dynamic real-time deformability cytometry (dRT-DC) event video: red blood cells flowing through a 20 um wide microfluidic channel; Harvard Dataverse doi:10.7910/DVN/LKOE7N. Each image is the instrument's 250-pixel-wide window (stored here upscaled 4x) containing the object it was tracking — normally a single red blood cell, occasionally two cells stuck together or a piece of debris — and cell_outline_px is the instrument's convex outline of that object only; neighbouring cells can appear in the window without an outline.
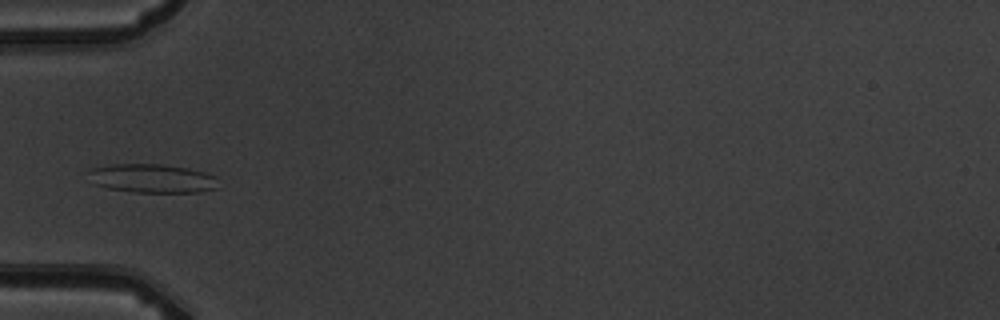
{"species": "common noctule bat (a hibernating species)", "species_latin": "Nyctalus noctula", "temperature_condition": "warm", "stored_images_in_passage": 6, "camera_frame_rate_fps": 3000, "um_per_image_px": 0.085, "animal": {"sex": "male", "body_mass_g": 19.5, "forearm_length_mm": 54.6}, "frame": {"image": 1, "passage_image": 6, "time_ms": 6.333, "image_size_px": [1000, 320], "cell_outline_px": [[220, 188], [200, 192], [136, 192], [108, 188], [92, 184], [88, 172], [92, 168], [112, 164], [164, 164], [188, 168], [204, 172], [216, 176]], "centroid_in_image_um": [12.97, 15.16], "position_along_channel_um": 72.0, "area_um2": 22.02}}